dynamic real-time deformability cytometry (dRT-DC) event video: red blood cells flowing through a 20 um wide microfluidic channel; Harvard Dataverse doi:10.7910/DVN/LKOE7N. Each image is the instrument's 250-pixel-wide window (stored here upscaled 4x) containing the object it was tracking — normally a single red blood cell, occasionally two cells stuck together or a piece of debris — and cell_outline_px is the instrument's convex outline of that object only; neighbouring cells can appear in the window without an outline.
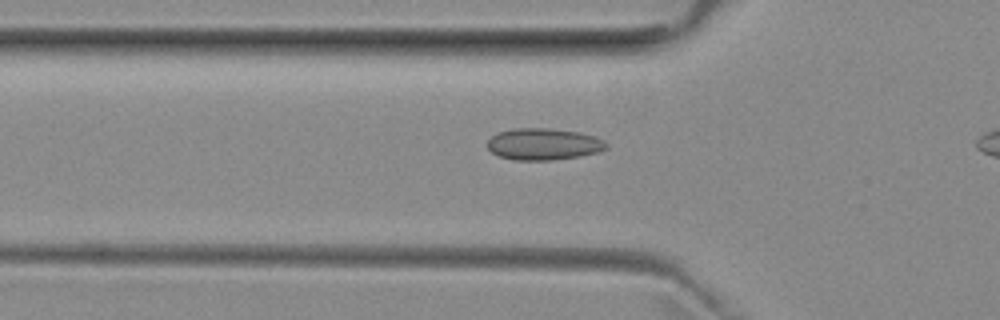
{"species": "common noctule bat (a hibernating species)", "species_latin": "Nyctalus noctula", "temperature_condition": "room temperature", "stored_images_in_passage": 6, "camera_frame_rate_fps": 3000, "um_per_image_px": 0.085, "animal": {"sex": "female", "body_mass_g": 29.2, "forearm_length_mm": 56.3}, "frame": {"image": 1, "passage_image": 4, "time_ms": 1.0, "image_size_px": [1000, 320], "cell_outline_px": [[608, 148], [600, 152], [580, 156], [552, 160], [516, 160], [500, 156], [492, 152], [488, 148], [488, 140], [492, 136], [500, 132], [516, 128], [548, 128], [580, 132], [596, 136], [604, 140], [608, 144]], "centroid_in_image_um": [46.27, 12.25], "position_along_channel_um": 79.5, "area_um2": 22.02}}